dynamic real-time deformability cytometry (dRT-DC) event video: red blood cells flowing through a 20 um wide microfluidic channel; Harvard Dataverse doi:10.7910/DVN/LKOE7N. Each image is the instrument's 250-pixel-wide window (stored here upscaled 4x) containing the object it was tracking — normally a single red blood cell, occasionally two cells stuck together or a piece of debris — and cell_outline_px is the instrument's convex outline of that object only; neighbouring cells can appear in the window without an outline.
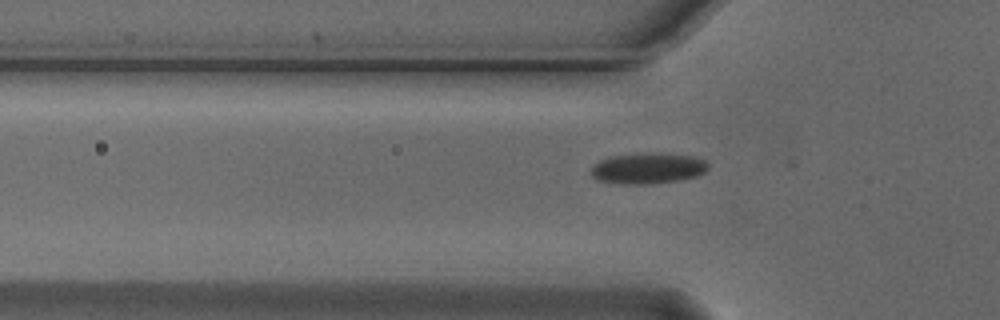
{"species": "Egyptian fruit bat (a non-hibernating species)", "species_latin": "Rousettus aegyptiacus", "temperature_condition": "cold", "stored_images_in_passage": 28, "camera_frame_rate_fps": 3000, "um_per_image_px": 0.085, "animal": {"sex": "male"}, "frame": {"image": 1, "passage_image": 4, "time_ms": 1.0, "image_size_px": [1000, 320], "cell_outline_px": [[708, 168], [704, 172], [696, 176], [680, 180], [652, 184], [620, 184], [596, 180], [592, 176], [592, 168], [600, 160], [608, 156], [636, 152], [660, 152], [692, 156], [704, 160], [708, 164]], "centroid_in_image_um": [55.05, 14.29], "position_along_channel_um": 70.7, "area_um2": 21.5}}
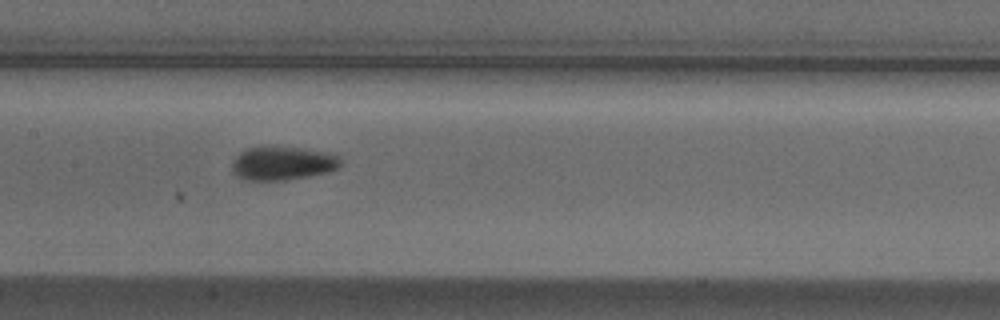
{"frame": {"image": 2, "passage_image": 13, "time_ms": 4.0, "image_size_px": [1000, 320], "cell_outline_px": [[340, 168], [328, 172], [308, 176], [284, 180], [244, 180], [236, 176], [232, 172], [232, 160], [244, 148], [260, 144], [300, 148], [336, 152], [340, 160]], "centroid_in_image_um": [24.0, 13.84], "position_along_channel_um": 183.4, "area_um2": 22.14}}
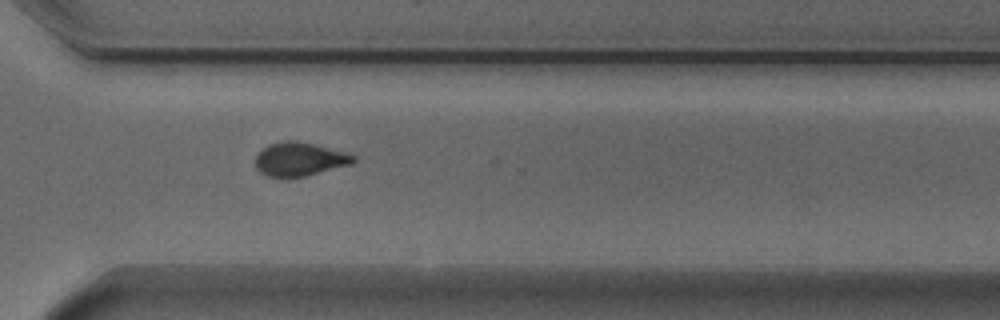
{"frame": {"image": 3, "passage_image": 26, "time_ms": 8.333, "image_size_px": [1000, 320], "cell_outline_px": [[356, 160], [352, 164], [288, 180], [268, 176], [260, 172], [256, 168], [256, 156], [268, 144], [288, 140], [296, 140], [348, 152], [356, 156]], "centroid_in_image_um": [25.47, 13.55], "position_along_channel_um": 345.1, "area_um2": 19.54}, "authors_computed_cell_mechanics": {"area_um2": 20.808, "velocity_mm_per_s": 3.7396, "shape_relaxation_time_tau1_ms": 3.2895, "shape_relaxation_time_tau2_ms": 4.0214, "deformation_change_tau1": 0.0994, "deformation_change_tau2": 0.0661}}